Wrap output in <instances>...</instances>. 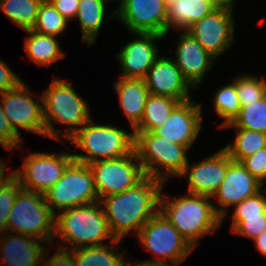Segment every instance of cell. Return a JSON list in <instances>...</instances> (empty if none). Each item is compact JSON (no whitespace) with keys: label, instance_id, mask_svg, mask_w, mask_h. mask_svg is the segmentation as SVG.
<instances>
[{"label":"cell","instance_id":"1","mask_svg":"<svg viewBox=\"0 0 266 266\" xmlns=\"http://www.w3.org/2000/svg\"><path fill=\"white\" fill-rule=\"evenodd\" d=\"M163 187L162 181L146 176L136 186L100 199L115 239L123 240L134 232L137 235L143 225L159 211Z\"/></svg>","mask_w":266,"mask_h":266},{"label":"cell","instance_id":"2","mask_svg":"<svg viewBox=\"0 0 266 266\" xmlns=\"http://www.w3.org/2000/svg\"><path fill=\"white\" fill-rule=\"evenodd\" d=\"M210 199V196L186 193L171 200L167 195L163 197L162 191L160 194L159 210L194 249L200 238L213 234L222 224Z\"/></svg>","mask_w":266,"mask_h":266},{"label":"cell","instance_id":"3","mask_svg":"<svg viewBox=\"0 0 266 266\" xmlns=\"http://www.w3.org/2000/svg\"><path fill=\"white\" fill-rule=\"evenodd\" d=\"M56 237L63 242L58 247L66 250L103 245L107 239L116 240L100 201L57 212L54 239Z\"/></svg>","mask_w":266,"mask_h":266},{"label":"cell","instance_id":"4","mask_svg":"<svg viewBox=\"0 0 266 266\" xmlns=\"http://www.w3.org/2000/svg\"><path fill=\"white\" fill-rule=\"evenodd\" d=\"M71 84L53 76L49 87L41 94L44 125L48 138L62 140L63 136L69 140L91 119L88 101L79 97ZM54 122L62 123L68 128L63 133L62 131L59 133L53 127Z\"/></svg>","mask_w":266,"mask_h":266},{"label":"cell","instance_id":"5","mask_svg":"<svg viewBox=\"0 0 266 266\" xmlns=\"http://www.w3.org/2000/svg\"><path fill=\"white\" fill-rule=\"evenodd\" d=\"M68 141L87 154H72L82 164L127 156L134 151L135 135L114 124L96 125L92 118Z\"/></svg>","mask_w":266,"mask_h":266},{"label":"cell","instance_id":"6","mask_svg":"<svg viewBox=\"0 0 266 266\" xmlns=\"http://www.w3.org/2000/svg\"><path fill=\"white\" fill-rule=\"evenodd\" d=\"M133 132L134 150L146 176L163 183L171 176L180 177L189 161L186 146L169 142L153 132Z\"/></svg>","mask_w":266,"mask_h":266},{"label":"cell","instance_id":"7","mask_svg":"<svg viewBox=\"0 0 266 266\" xmlns=\"http://www.w3.org/2000/svg\"><path fill=\"white\" fill-rule=\"evenodd\" d=\"M6 232L24 234L52 245L55 214L47 205L45 195L21 188L8 216Z\"/></svg>","mask_w":266,"mask_h":266},{"label":"cell","instance_id":"8","mask_svg":"<svg viewBox=\"0 0 266 266\" xmlns=\"http://www.w3.org/2000/svg\"><path fill=\"white\" fill-rule=\"evenodd\" d=\"M137 237L143 248L157 257L146 262L178 266L194 250L160 210L143 225Z\"/></svg>","mask_w":266,"mask_h":266},{"label":"cell","instance_id":"9","mask_svg":"<svg viewBox=\"0 0 266 266\" xmlns=\"http://www.w3.org/2000/svg\"><path fill=\"white\" fill-rule=\"evenodd\" d=\"M44 195L55 215L58 211L100 201L89 165L76 161L67 167L63 176Z\"/></svg>","mask_w":266,"mask_h":266},{"label":"cell","instance_id":"10","mask_svg":"<svg viewBox=\"0 0 266 266\" xmlns=\"http://www.w3.org/2000/svg\"><path fill=\"white\" fill-rule=\"evenodd\" d=\"M88 165L99 200L130 189L146 177L135 150L127 156L100 160Z\"/></svg>","mask_w":266,"mask_h":266},{"label":"cell","instance_id":"11","mask_svg":"<svg viewBox=\"0 0 266 266\" xmlns=\"http://www.w3.org/2000/svg\"><path fill=\"white\" fill-rule=\"evenodd\" d=\"M74 161L71 153H30L18 170L12 171L19 180L21 188L45 194L64 174Z\"/></svg>","mask_w":266,"mask_h":266},{"label":"cell","instance_id":"12","mask_svg":"<svg viewBox=\"0 0 266 266\" xmlns=\"http://www.w3.org/2000/svg\"><path fill=\"white\" fill-rule=\"evenodd\" d=\"M24 81L14 89L0 94L1 104L12 130L21 138L19 129L46 137L43 117V99L36 101Z\"/></svg>","mask_w":266,"mask_h":266},{"label":"cell","instance_id":"13","mask_svg":"<svg viewBox=\"0 0 266 266\" xmlns=\"http://www.w3.org/2000/svg\"><path fill=\"white\" fill-rule=\"evenodd\" d=\"M116 18L129 32L167 35V6L164 0H123L107 19Z\"/></svg>","mask_w":266,"mask_h":266},{"label":"cell","instance_id":"14","mask_svg":"<svg viewBox=\"0 0 266 266\" xmlns=\"http://www.w3.org/2000/svg\"><path fill=\"white\" fill-rule=\"evenodd\" d=\"M232 16L233 9L216 7L186 31L200 43L204 50L218 58L234 41L235 22Z\"/></svg>","mask_w":266,"mask_h":266},{"label":"cell","instance_id":"15","mask_svg":"<svg viewBox=\"0 0 266 266\" xmlns=\"http://www.w3.org/2000/svg\"><path fill=\"white\" fill-rule=\"evenodd\" d=\"M201 115V104H197L191 98L180 102L164 124L152 132L169 142L186 146L189 149L202 128Z\"/></svg>","mask_w":266,"mask_h":266},{"label":"cell","instance_id":"16","mask_svg":"<svg viewBox=\"0 0 266 266\" xmlns=\"http://www.w3.org/2000/svg\"><path fill=\"white\" fill-rule=\"evenodd\" d=\"M233 159L222 148L201 162L186 165L181 177L188 179V192L213 198L222 184L229 164Z\"/></svg>","mask_w":266,"mask_h":266},{"label":"cell","instance_id":"17","mask_svg":"<svg viewBox=\"0 0 266 266\" xmlns=\"http://www.w3.org/2000/svg\"><path fill=\"white\" fill-rule=\"evenodd\" d=\"M264 187L245 169L241 162L232 161L220 188L213 195V197H218H216L218 206H213L216 213L222 218V222L227 216V209L230 206L237 205L248 197L254 196Z\"/></svg>","mask_w":266,"mask_h":266},{"label":"cell","instance_id":"18","mask_svg":"<svg viewBox=\"0 0 266 266\" xmlns=\"http://www.w3.org/2000/svg\"><path fill=\"white\" fill-rule=\"evenodd\" d=\"M134 36L138 38L127 42L116 57L121 67L122 78L143 79L159 57L155 43L164 36L151 33H135Z\"/></svg>","mask_w":266,"mask_h":266},{"label":"cell","instance_id":"19","mask_svg":"<svg viewBox=\"0 0 266 266\" xmlns=\"http://www.w3.org/2000/svg\"><path fill=\"white\" fill-rule=\"evenodd\" d=\"M149 94L165 96L178 101L190 99L191 86L183 78L174 59L159 56L143 78Z\"/></svg>","mask_w":266,"mask_h":266},{"label":"cell","instance_id":"20","mask_svg":"<svg viewBox=\"0 0 266 266\" xmlns=\"http://www.w3.org/2000/svg\"><path fill=\"white\" fill-rule=\"evenodd\" d=\"M177 42L176 58L174 59L176 66L181 70L183 78L188 84L193 89H197L216 58L204 50L200 43L186 30H183Z\"/></svg>","mask_w":266,"mask_h":266},{"label":"cell","instance_id":"21","mask_svg":"<svg viewBox=\"0 0 266 266\" xmlns=\"http://www.w3.org/2000/svg\"><path fill=\"white\" fill-rule=\"evenodd\" d=\"M0 235V255L5 266H42L45 243L20 233ZM40 242V243H39ZM43 245V246H42Z\"/></svg>","mask_w":266,"mask_h":266},{"label":"cell","instance_id":"22","mask_svg":"<svg viewBox=\"0 0 266 266\" xmlns=\"http://www.w3.org/2000/svg\"><path fill=\"white\" fill-rule=\"evenodd\" d=\"M113 88L119 95L120 108L134 129L143 117L149 95L144 79L121 77L113 83Z\"/></svg>","mask_w":266,"mask_h":266},{"label":"cell","instance_id":"23","mask_svg":"<svg viewBox=\"0 0 266 266\" xmlns=\"http://www.w3.org/2000/svg\"><path fill=\"white\" fill-rule=\"evenodd\" d=\"M216 7L212 0H177L167 6V34L170 29L187 30Z\"/></svg>","mask_w":266,"mask_h":266},{"label":"cell","instance_id":"24","mask_svg":"<svg viewBox=\"0 0 266 266\" xmlns=\"http://www.w3.org/2000/svg\"><path fill=\"white\" fill-rule=\"evenodd\" d=\"M25 32L29 34L24 43L26 57L37 66L48 67L65 56L55 36L42 35L33 30H25Z\"/></svg>","mask_w":266,"mask_h":266},{"label":"cell","instance_id":"25","mask_svg":"<svg viewBox=\"0 0 266 266\" xmlns=\"http://www.w3.org/2000/svg\"><path fill=\"white\" fill-rule=\"evenodd\" d=\"M108 243L73 249L76 266H124L126 259L122 252H117L121 240Z\"/></svg>","mask_w":266,"mask_h":266},{"label":"cell","instance_id":"26","mask_svg":"<svg viewBox=\"0 0 266 266\" xmlns=\"http://www.w3.org/2000/svg\"><path fill=\"white\" fill-rule=\"evenodd\" d=\"M107 0H80L78 18L82 33V42L91 45L96 42L99 30L105 21Z\"/></svg>","mask_w":266,"mask_h":266},{"label":"cell","instance_id":"27","mask_svg":"<svg viewBox=\"0 0 266 266\" xmlns=\"http://www.w3.org/2000/svg\"><path fill=\"white\" fill-rule=\"evenodd\" d=\"M176 99L149 94L146 100L143 117L133 131L152 132L162 126L172 110L180 103Z\"/></svg>","mask_w":266,"mask_h":266},{"label":"cell","instance_id":"28","mask_svg":"<svg viewBox=\"0 0 266 266\" xmlns=\"http://www.w3.org/2000/svg\"><path fill=\"white\" fill-rule=\"evenodd\" d=\"M230 129L237 130L234 142L229 143L223 149L233 161L241 162L244 158L266 147V133L241 128Z\"/></svg>","mask_w":266,"mask_h":266},{"label":"cell","instance_id":"29","mask_svg":"<svg viewBox=\"0 0 266 266\" xmlns=\"http://www.w3.org/2000/svg\"><path fill=\"white\" fill-rule=\"evenodd\" d=\"M41 0H0V10L17 26L32 30Z\"/></svg>","mask_w":266,"mask_h":266},{"label":"cell","instance_id":"30","mask_svg":"<svg viewBox=\"0 0 266 266\" xmlns=\"http://www.w3.org/2000/svg\"><path fill=\"white\" fill-rule=\"evenodd\" d=\"M224 128H241L266 133V96L260 101L242 106L235 119Z\"/></svg>","mask_w":266,"mask_h":266},{"label":"cell","instance_id":"31","mask_svg":"<svg viewBox=\"0 0 266 266\" xmlns=\"http://www.w3.org/2000/svg\"><path fill=\"white\" fill-rule=\"evenodd\" d=\"M69 21L63 17L50 1L41 2L37 20L32 30L49 36H58L67 28Z\"/></svg>","mask_w":266,"mask_h":266},{"label":"cell","instance_id":"32","mask_svg":"<svg viewBox=\"0 0 266 266\" xmlns=\"http://www.w3.org/2000/svg\"><path fill=\"white\" fill-rule=\"evenodd\" d=\"M213 98L214 111L224 120L218 127L223 128L235 119L241 109L235 83L230 81L229 85L221 87Z\"/></svg>","mask_w":266,"mask_h":266},{"label":"cell","instance_id":"33","mask_svg":"<svg viewBox=\"0 0 266 266\" xmlns=\"http://www.w3.org/2000/svg\"><path fill=\"white\" fill-rule=\"evenodd\" d=\"M236 85V92L241 107L260 101L266 96L265 77L260 79L257 76L243 74L232 80Z\"/></svg>","mask_w":266,"mask_h":266},{"label":"cell","instance_id":"34","mask_svg":"<svg viewBox=\"0 0 266 266\" xmlns=\"http://www.w3.org/2000/svg\"><path fill=\"white\" fill-rule=\"evenodd\" d=\"M20 189V182L13 174L0 186V234L6 232L8 216Z\"/></svg>","mask_w":266,"mask_h":266},{"label":"cell","instance_id":"35","mask_svg":"<svg viewBox=\"0 0 266 266\" xmlns=\"http://www.w3.org/2000/svg\"><path fill=\"white\" fill-rule=\"evenodd\" d=\"M231 233L255 239L266 230V214L259 216H231Z\"/></svg>","mask_w":266,"mask_h":266},{"label":"cell","instance_id":"36","mask_svg":"<svg viewBox=\"0 0 266 266\" xmlns=\"http://www.w3.org/2000/svg\"><path fill=\"white\" fill-rule=\"evenodd\" d=\"M260 214H266V187L235 205L232 216H259Z\"/></svg>","mask_w":266,"mask_h":266},{"label":"cell","instance_id":"37","mask_svg":"<svg viewBox=\"0 0 266 266\" xmlns=\"http://www.w3.org/2000/svg\"><path fill=\"white\" fill-rule=\"evenodd\" d=\"M241 164L254 178L264 185L266 180V147L244 158Z\"/></svg>","mask_w":266,"mask_h":266},{"label":"cell","instance_id":"38","mask_svg":"<svg viewBox=\"0 0 266 266\" xmlns=\"http://www.w3.org/2000/svg\"><path fill=\"white\" fill-rule=\"evenodd\" d=\"M22 139L12 130L0 101V145L8 150L21 147Z\"/></svg>","mask_w":266,"mask_h":266},{"label":"cell","instance_id":"39","mask_svg":"<svg viewBox=\"0 0 266 266\" xmlns=\"http://www.w3.org/2000/svg\"><path fill=\"white\" fill-rule=\"evenodd\" d=\"M57 251L53 254V256L47 260V254L49 249L47 248L43 260L42 266H76L74 253L72 250H66L57 247Z\"/></svg>","mask_w":266,"mask_h":266},{"label":"cell","instance_id":"40","mask_svg":"<svg viewBox=\"0 0 266 266\" xmlns=\"http://www.w3.org/2000/svg\"><path fill=\"white\" fill-rule=\"evenodd\" d=\"M21 82L20 77L0 58V94L14 89Z\"/></svg>","mask_w":266,"mask_h":266},{"label":"cell","instance_id":"41","mask_svg":"<svg viewBox=\"0 0 266 266\" xmlns=\"http://www.w3.org/2000/svg\"><path fill=\"white\" fill-rule=\"evenodd\" d=\"M55 9L68 21L76 17L80 0H51Z\"/></svg>","mask_w":266,"mask_h":266},{"label":"cell","instance_id":"42","mask_svg":"<svg viewBox=\"0 0 266 266\" xmlns=\"http://www.w3.org/2000/svg\"><path fill=\"white\" fill-rule=\"evenodd\" d=\"M253 241L259 253L266 256V230L257 236Z\"/></svg>","mask_w":266,"mask_h":266},{"label":"cell","instance_id":"43","mask_svg":"<svg viewBox=\"0 0 266 266\" xmlns=\"http://www.w3.org/2000/svg\"><path fill=\"white\" fill-rule=\"evenodd\" d=\"M124 266H169L166 264H161V263H151V262H146V261H139L136 259L135 262H129L126 258V261L124 263Z\"/></svg>","mask_w":266,"mask_h":266},{"label":"cell","instance_id":"44","mask_svg":"<svg viewBox=\"0 0 266 266\" xmlns=\"http://www.w3.org/2000/svg\"><path fill=\"white\" fill-rule=\"evenodd\" d=\"M7 164H4V160H0V186L13 174L12 172L5 176L8 168L6 167ZM7 168V169H6Z\"/></svg>","mask_w":266,"mask_h":266},{"label":"cell","instance_id":"45","mask_svg":"<svg viewBox=\"0 0 266 266\" xmlns=\"http://www.w3.org/2000/svg\"><path fill=\"white\" fill-rule=\"evenodd\" d=\"M212 2L217 6V7H226L233 9V2L234 0H212Z\"/></svg>","mask_w":266,"mask_h":266},{"label":"cell","instance_id":"46","mask_svg":"<svg viewBox=\"0 0 266 266\" xmlns=\"http://www.w3.org/2000/svg\"><path fill=\"white\" fill-rule=\"evenodd\" d=\"M177 0H164V3L166 4V6H169L170 4L175 3Z\"/></svg>","mask_w":266,"mask_h":266}]
</instances>
